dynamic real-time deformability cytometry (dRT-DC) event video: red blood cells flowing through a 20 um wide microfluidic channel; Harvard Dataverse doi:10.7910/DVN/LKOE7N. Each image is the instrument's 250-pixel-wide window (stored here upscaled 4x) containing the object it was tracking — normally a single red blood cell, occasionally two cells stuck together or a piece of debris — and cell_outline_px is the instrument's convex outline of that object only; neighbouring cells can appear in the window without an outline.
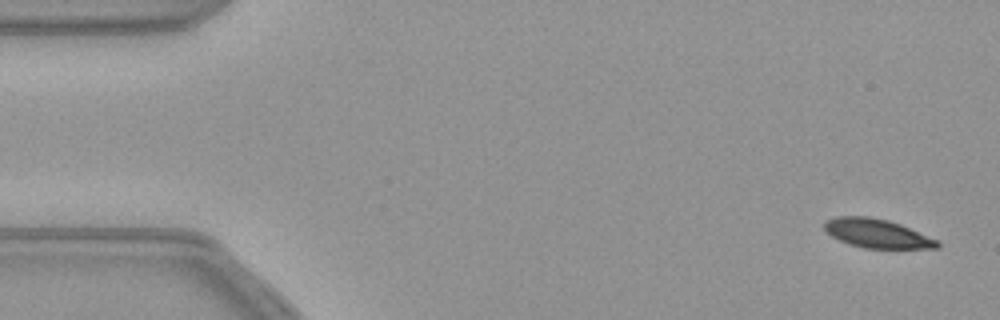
{"species": "common noctule bat (a hibernating species)", "species_latin": "Nyctalus noctula", "temperature_condition": "warm", "stored_images_in_passage": 54, "camera_frame_rate_fps": 3000, "um_per_image_px": 0.085, "animal": {"sex": "female", "body_mass_g": 21.9}, "frame": {"image": 1, "passage_image": 1, "time_ms": 0.0, "image_size_px": [1000, 320], "cell_outline_px": [[940, 248], [864, 248], [848, 244], [832, 236], [824, 228], [824, 220], [836, 216], [868, 216], [888, 220], [900, 224], [940, 240]], "centroid_in_image_um": [74.56, 19.84], "position_along_channel_um": 10.4, "area_um2": 19.13}}
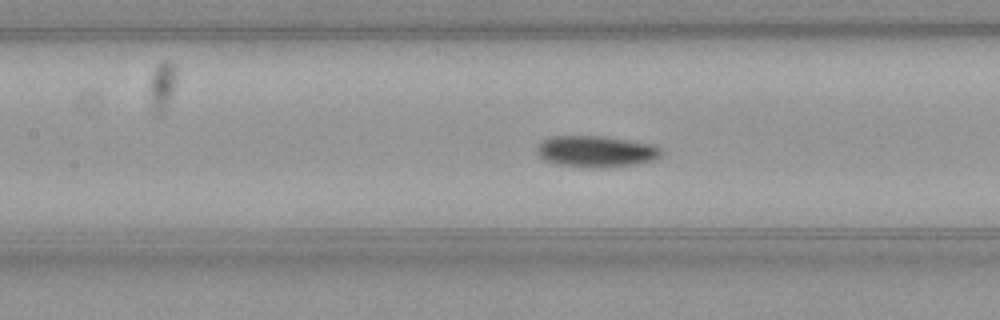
{"frame": {"image": 2, "passage_image": 23, "time_ms": 7.333, "image_size_px": [1000, 320], "cell_outline_px": [[664, 152], [660, 156], [652, 160], [636, 164], [556, 164], [544, 160], [536, 152], [536, 148], [544, 140], [552, 136], [604, 136], [656, 144]], "centroid_in_image_um": [50.7, 12.8], "position_along_channel_um": 156.7, "area_um2": 21.62}}
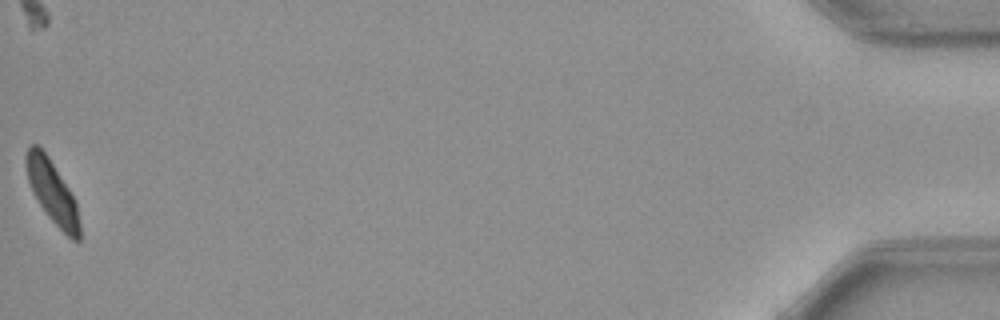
{"frame": {"image": 3, "passage_image": 54, "time_ms": 17.667, "image_size_px": [1000, 320], "cell_outline_px": [[80, 240], [72, 240], [48, 216], [32, 192], [28, 180], [24, 160], [24, 156], [28, 144], [36, 144], [48, 156], [68, 188], [76, 204], [80, 224]], "centroid_in_image_um": [4.4, 16.27], "position_along_channel_um": 430.8, "area_um2": 19.25}}